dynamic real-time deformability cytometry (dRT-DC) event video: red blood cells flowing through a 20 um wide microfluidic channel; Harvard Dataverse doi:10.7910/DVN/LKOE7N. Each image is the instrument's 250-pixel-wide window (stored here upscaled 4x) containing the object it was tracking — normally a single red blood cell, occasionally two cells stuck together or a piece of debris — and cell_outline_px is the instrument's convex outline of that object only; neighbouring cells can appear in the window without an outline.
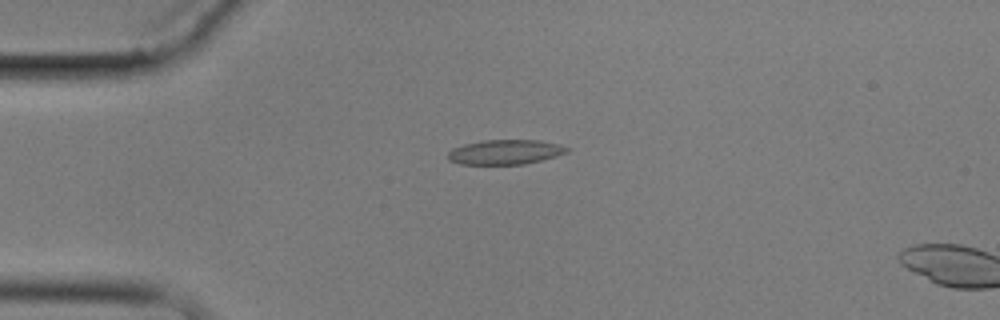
{"species": "common noctule bat (a hibernating species)", "species_latin": "Nyctalus noctula", "temperature_condition": "cold", "stored_images_in_passage": 3, "camera_frame_rate_fps": 3000, "um_per_image_px": 0.085, "animal": {"sex": "male", "body_mass_g": 17.9}, "frame": {"image": 1, "passage_image": 2, "time_ms": 1.0, "image_size_px": [1000, 320], "cell_outline_px": [[568, 152], [556, 156], [524, 164], [460, 164], [448, 160], [448, 152], [452, 148], [464, 144], [484, 140], [540, 140], [556, 144], [568, 148]], "centroid_in_image_um": [42.9, 12.92], "position_along_channel_um": 42.1, "area_um2": 16.99}}